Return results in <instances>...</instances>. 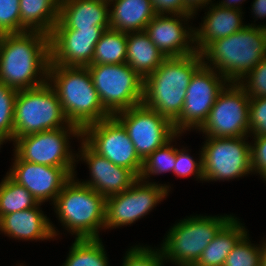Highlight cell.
I'll list each match as a JSON object with an SVG mask.
<instances>
[{"mask_svg":"<svg viewBox=\"0 0 266 266\" xmlns=\"http://www.w3.org/2000/svg\"><path fill=\"white\" fill-rule=\"evenodd\" d=\"M50 38L40 31L0 35V81L25 90L47 82Z\"/></svg>","mask_w":266,"mask_h":266,"instance_id":"6da1fadb","label":"cell"},{"mask_svg":"<svg viewBox=\"0 0 266 266\" xmlns=\"http://www.w3.org/2000/svg\"><path fill=\"white\" fill-rule=\"evenodd\" d=\"M202 65V55L198 52L167 57L144 79L142 104L174 123L182 112L191 78Z\"/></svg>","mask_w":266,"mask_h":266,"instance_id":"7a4b0ae2","label":"cell"},{"mask_svg":"<svg viewBox=\"0 0 266 266\" xmlns=\"http://www.w3.org/2000/svg\"><path fill=\"white\" fill-rule=\"evenodd\" d=\"M47 82L60 100L66 119L81 130L111 117L100 102L87 67L49 63Z\"/></svg>","mask_w":266,"mask_h":266,"instance_id":"3957f363","label":"cell"},{"mask_svg":"<svg viewBox=\"0 0 266 266\" xmlns=\"http://www.w3.org/2000/svg\"><path fill=\"white\" fill-rule=\"evenodd\" d=\"M201 55L205 66L216 70L229 82L237 83L266 57V25H246L210 43Z\"/></svg>","mask_w":266,"mask_h":266,"instance_id":"277c9868","label":"cell"},{"mask_svg":"<svg viewBox=\"0 0 266 266\" xmlns=\"http://www.w3.org/2000/svg\"><path fill=\"white\" fill-rule=\"evenodd\" d=\"M75 176L57 195L55 213L76 239L99 238L100 228L105 230L106 198Z\"/></svg>","mask_w":266,"mask_h":266,"instance_id":"5b68a950","label":"cell"},{"mask_svg":"<svg viewBox=\"0 0 266 266\" xmlns=\"http://www.w3.org/2000/svg\"><path fill=\"white\" fill-rule=\"evenodd\" d=\"M190 216L174 224L161 244L164 259L177 266H193L218 232L233 218Z\"/></svg>","mask_w":266,"mask_h":266,"instance_id":"8992f818","label":"cell"},{"mask_svg":"<svg viewBox=\"0 0 266 266\" xmlns=\"http://www.w3.org/2000/svg\"><path fill=\"white\" fill-rule=\"evenodd\" d=\"M70 124L56 92L48 82L35 88L18 90L14 103V140Z\"/></svg>","mask_w":266,"mask_h":266,"instance_id":"52a82bcc","label":"cell"},{"mask_svg":"<svg viewBox=\"0 0 266 266\" xmlns=\"http://www.w3.org/2000/svg\"><path fill=\"white\" fill-rule=\"evenodd\" d=\"M104 109L116 113L142 104L144 80L127 64L87 66Z\"/></svg>","mask_w":266,"mask_h":266,"instance_id":"ba28073f","label":"cell"},{"mask_svg":"<svg viewBox=\"0 0 266 266\" xmlns=\"http://www.w3.org/2000/svg\"><path fill=\"white\" fill-rule=\"evenodd\" d=\"M71 135L81 140L82 130L77 125L70 124L67 127L18 137L13 141L14 152L30 163L74 168V163L79 160H75L76 155L69 149Z\"/></svg>","mask_w":266,"mask_h":266,"instance_id":"9c48e42d","label":"cell"},{"mask_svg":"<svg viewBox=\"0 0 266 266\" xmlns=\"http://www.w3.org/2000/svg\"><path fill=\"white\" fill-rule=\"evenodd\" d=\"M249 103L250 97L244 89L236 82H229L198 130L205 137H249Z\"/></svg>","mask_w":266,"mask_h":266,"instance_id":"30bf717a","label":"cell"},{"mask_svg":"<svg viewBox=\"0 0 266 266\" xmlns=\"http://www.w3.org/2000/svg\"><path fill=\"white\" fill-rule=\"evenodd\" d=\"M81 139L94 152L117 166L131 170L139 178L143 160L138 156L126 129L114 116L84 127Z\"/></svg>","mask_w":266,"mask_h":266,"instance_id":"8fae6325","label":"cell"},{"mask_svg":"<svg viewBox=\"0 0 266 266\" xmlns=\"http://www.w3.org/2000/svg\"><path fill=\"white\" fill-rule=\"evenodd\" d=\"M202 146L204 181L231 180L252 173L247 137H206Z\"/></svg>","mask_w":266,"mask_h":266,"instance_id":"7c38bea8","label":"cell"},{"mask_svg":"<svg viewBox=\"0 0 266 266\" xmlns=\"http://www.w3.org/2000/svg\"><path fill=\"white\" fill-rule=\"evenodd\" d=\"M169 186L138 178L126 191L106 197L105 229L131 225L168 196Z\"/></svg>","mask_w":266,"mask_h":266,"instance_id":"4fadbf2b","label":"cell"},{"mask_svg":"<svg viewBox=\"0 0 266 266\" xmlns=\"http://www.w3.org/2000/svg\"><path fill=\"white\" fill-rule=\"evenodd\" d=\"M229 81L204 64L193 74L179 118L173 123L177 133L199 129L206 121L220 92Z\"/></svg>","mask_w":266,"mask_h":266,"instance_id":"5bb4252c","label":"cell"},{"mask_svg":"<svg viewBox=\"0 0 266 266\" xmlns=\"http://www.w3.org/2000/svg\"><path fill=\"white\" fill-rule=\"evenodd\" d=\"M114 117L126 129L142 160L177 134L171 121L143 104L118 112Z\"/></svg>","mask_w":266,"mask_h":266,"instance_id":"9a60e30c","label":"cell"},{"mask_svg":"<svg viewBox=\"0 0 266 266\" xmlns=\"http://www.w3.org/2000/svg\"><path fill=\"white\" fill-rule=\"evenodd\" d=\"M75 168H60L30 163L14 153V162L7 175L17 184L24 186L38 201H53L64 185L75 175Z\"/></svg>","mask_w":266,"mask_h":266,"instance_id":"2e32d148","label":"cell"},{"mask_svg":"<svg viewBox=\"0 0 266 266\" xmlns=\"http://www.w3.org/2000/svg\"><path fill=\"white\" fill-rule=\"evenodd\" d=\"M109 28L53 29L50 38V62L66 67L92 64L94 49Z\"/></svg>","mask_w":266,"mask_h":266,"instance_id":"e0dca14e","label":"cell"},{"mask_svg":"<svg viewBox=\"0 0 266 266\" xmlns=\"http://www.w3.org/2000/svg\"><path fill=\"white\" fill-rule=\"evenodd\" d=\"M170 16L169 14H156L147 24L145 32L154 45L166 58L196 53L195 28L191 26L189 28V25L187 28L184 26L187 23H183L195 15L171 14Z\"/></svg>","mask_w":266,"mask_h":266,"instance_id":"ac0fdd59","label":"cell"},{"mask_svg":"<svg viewBox=\"0 0 266 266\" xmlns=\"http://www.w3.org/2000/svg\"><path fill=\"white\" fill-rule=\"evenodd\" d=\"M79 154L81 160L89 165L91 179L79 181L93 188L105 198L126 191L138 177L129 169L117 166L105 157L94 152L83 140H81Z\"/></svg>","mask_w":266,"mask_h":266,"instance_id":"d6986e66","label":"cell"},{"mask_svg":"<svg viewBox=\"0 0 266 266\" xmlns=\"http://www.w3.org/2000/svg\"><path fill=\"white\" fill-rule=\"evenodd\" d=\"M108 7L100 0H60L53 29L110 28Z\"/></svg>","mask_w":266,"mask_h":266,"instance_id":"ffe728a7","label":"cell"},{"mask_svg":"<svg viewBox=\"0 0 266 266\" xmlns=\"http://www.w3.org/2000/svg\"><path fill=\"white\" fill-rule=\"evenodd\" d=\"M36 207L12 212L0 218V231L10 238L21 240H46L59 235L49 218Z\"/></svg>","mask_w":266,"mask_h":266,"instance_id":"44dd1931","label":"cell"},{"mask_svg":"<svg viewBox=\"0 0 266 266\" xmlns=\"http://www.w3.org/2000/svg\"><path fill=\"white\" fill-rule=\"evenodd\" d=\"M210 6L203 17V24L201 23L198 29H194L195 48L198 53L215 40L230 36L246 26L242 23V10L225 8L217 4H210Z\"/></svg>","mask_w":266,"mask_h":266,"instance_id":"7402d4cb","label":"cell"},{"mask_svg":"<svg viewBox=\"0 0 266 266\" xmlns=\"http://www.w3.org/2000/svg\"><path fill=\"white\" fill-rule=\"evenodd\" d=\"M109 5L110 29L125 33L145 31L156 16L151 0H113Z\"/></svg>","mask_w":266,"mask_h":266,"instance_id":"603a6c76","label":"cell"},{"mask_svg":"<svg viewBox=\"0 0 266 266\" xmlns=\"http://www.w3.org/2000/svg\"><path fill=\"white\" fill-rule=\"evenodd\" d=\"M166 59L145 31L127 33L126 63L144 80Z\"/></svg>","mask_w":266,"mask_h":266,"instance_id":"cb8c5ba5","label":"cell"},{"mask_svg":"<svg viewBox=\"0 0 266 266\" xmlns=\"http://www.w3.org/2000/svg\"><path fill=\"white\" fill-rule=\"evenodd\" d=\"M246 233L245 226L237 217H233L204 249L193 266H224L227 256Z\"/></svg>","mask_w":266,"mask_h":266,"instance_id":"d4e9b609","label":"cell"},{"mask_svg":"<svg viewBox=\"0 0 266 266\" xmlns=\"http://www.w3.org/2000/svg\"><path fill=\"white\" fill-rule=\"evenodd\" d=\"M60 0H20L21 24L28 31L50 35L59 19Z\"/></svg>","mask_w":266,"mask_h":266,"instance_id":"484cf974","label":"cell"},{"mask_svg":"<svg viewBox=\"0 0 266 266\" xmlns=\"http://www.w3.org/2000/svg\"><path fill=\"white\" fill-rule=\"evenodd\" d=\"M127 33L106 29L95 45L92 64L126 63Z\"/></svg>","mask_w":266,"mask_h":266,"instance_id":"4316f807","label":"cell"},{"mask_svg":"<svg viewBox=\"0 0 266 266\" xmlns=\"http://www.w3.org/2000/svg\"><path fill=\"white\" fill-rule=\"evenodd\" d=\"M106 255L100 238H75L62 266H108Z\"/></svg>","mask_w":266,"mask_h":266,"instance_id":"83f0119b","label":"cell"},{"mask_svg":"<svg viewBox=\"0 0 266 266\" xmlns=\"http://www.w3.org/2000/svg\"><path fill=\"white\" fill-rule=\"evenodd\" d=\"M38 201L24 187L13 181L8 175L0 183V218L12 212L36 207Z\"/></svg>","mask_w":266,"mask_h":266,"instance_id":"f1b7e54d","label":"cell"},{"mask_svg":"<svg viewBox=\"0 0 266 266\" xmlns=\"http://www.w3.org/2000/svg\"><path fill=\"white\" fill-rule=\"evenodd\" d=\"M180 135L181 133H177L165 145L157 148L143 160V167L139 176L140 179L146 181L150 175H159L169 171L173 172L176 165V148L171 145V142Z\"/></svg>","mask_w":266,"mask_h":266,"instance_id":"f546056e","label":"cell"},{"mask_svg":"<svg viewBox=\"0 0 266 266\" xmlns=\"http://www.w3.org/2000/svg\"><path fill=\"white\" fill-rule=\"evenodd\" d=\"M17 90L0 81V139L14 141V103Z\"/></svg>","mask_w":266,"mask_h":266,"instance_id":"4dcf8cb0","label":"cell"},{"mask_svg":"<svg viewBox=\"0 0 266 266\" xmlns=\"http://www.w3.org/2000/svg\"><path fill=\"white\" fill-rule=\"evenodd\" d=\"M246 233L227 256L224 266H260L262 245H252Z\"/></svg>","mask_w":266,"mask_h":266,"instance_id":"1f68e13d","label":"cell"},{"mask_svg":"<svg viewBox=\"0 0 266 266\" xmlns=\"http://www.w3.org/2000/svg\"><path fill=\"white\" fill-rule=\"evenodd\" d=\"M19 1L0 0V35L28 31L21 24Z\"/></svg>","mask_w":266,"mask_h":266,"instance_id":"d6a6232c","label":"cell"},{"mask_svg":"<svg viewBox=\"0 0 266 266\" xmlns=\"http://www.w3.org/2000/svg\"><path fill=\"white\" fill-rule=\"evenodd\" d=\"M122 266H164L162 250L147 246H134L126 251Z\"/></svg>","mask_w":266,"mask_h":266,"instance_id":"836d02e7","label":"cell"},{"mask_svg":"<svg viewBox=\"0 0 266 266\" xmlns=\"http://www.w3.org/2000/svg\"><path fill=\"white\" fill-rule=\"evenodd\" d=\"M237 83L250 98L266 97V57Z\"/></svg>","mask_w":266,"mask_h":266,"instance_id":"e575fe53","label":"cell"},{"mask_svg":"<svg viewBox=\"0 0 266 266\" xmlns=\"http://www.w3.org/2000/svg\"><path fill=\"white\" fill-rule=\"evenodd\" d=\"M186 149L176 148V165L174 167L173 173L177 177H186L190 175H195L200 181H204L203 175V154L200 153L198 162L193 160V158L186 153Z\"/></svg>","mask_w":266,"mask_h":266,"instance_id":"d590c367","label":"cell"},{"mask_svg":"<svg viewBox=\"0 0 266 266\" xmlns=\"http://www.w3.org/2000/svg\"><path fill=\"white\" fill-rule=\"evenodd\" d=\"M266 135V97L250 98L249 135Z\"/></svg>","mask_w":266,"mask_h":266,"instance_id":"8d00e7d4","label":"cell"},{"mask_svg":"<svg viewBox=\"0 0 266 266\" xmlns=\"http://www.w3.org/2000/svg\"><path fill=\"white\" fill-rule=\"evenodd\" d=\"M254 144L250 143V157L252 171L259 173L266 181V135L253 137Z\"/></svg>","mask_w":266,"mask_h":266,"instance_id":"74e56055","label":"cell"},{"mask_svg":"<svg viewBox=\"0 0 266 266\" xmlns=\"http://www.w3.org/2000/svg\"><path fill=\"white\" fill-rule=\"evenodd\" d=\"M156 14L193 15L184 5V0H151Z\"/></svg>","mask_w":266,"mask_h":266,"instance_id":"f35d334b","label":"cell"},{"mask_svg":"<svg viewBox=\"0 0 266 266\" xmlns=\"http://www.w3.org/2000/svg\"><path fill=\"white\" fill-rule=\"evenodd\" d=\"M212 4L211 0H184L185 7L194 15L199 8L207 7L208 4ZM204 6V7H202Z\"/></svg>","mask_w":266,"mask_h":266,"instance_id":"ab89813d","label":"cell"},{"mask_svg":"<svg viewBox=\"0 0 266 266\" xmlns=\"http://www.w3.org/2000/svg\"><path fill=\"white\" fill-rule=\"evenodd\" d=\"M252 10L257 18H266V0H254Z\"/></svg>","mask_w":266,"mask_h":266,"instance_id":"60d3db41","label":"cell"},{"mask_svg":"<svg viewBox=\"0 0 266 266\" xmlns=\"http://www.w3.org/2000/svg\"><path fill=\"white\" fill-rule=\"evenodd\" d=\"M245 0H223L221 3H217V5L225 8H230V9H241L239 4H241Z\"/></svg>","mask_w":266,"mask_h":266,"instance_id":"b9f144b4","label":"cell"},{"mask_svg":"<svg viewBox=\"0 0 266 266\" xmlns=\"http://www.w3.org/2000/svg\"><path fill=\"white\" fill-rule=\"evenodd\" d=\"M266 241V240H265ZM261 263L260 266H266V242L262 243Z\"/></svg>","mask_w":266,"mask_h":266,"instance_id":"7bdbcfd3","label":"cell"},{"mask_svg":"<svg viewBox=\"0 0 266 266\" xmlns=\"http://www.w3.org/2000/svg\"><path fill=\"white\" fill-rule=\"evenodd\" d=\"M100 1H104V2H108V3H110V2L113 1V0H100Z\"/></svg>","mask_w":266,"mask_h":266,"instance_id":"ee69618b","label":"cell"}]
</instances>
